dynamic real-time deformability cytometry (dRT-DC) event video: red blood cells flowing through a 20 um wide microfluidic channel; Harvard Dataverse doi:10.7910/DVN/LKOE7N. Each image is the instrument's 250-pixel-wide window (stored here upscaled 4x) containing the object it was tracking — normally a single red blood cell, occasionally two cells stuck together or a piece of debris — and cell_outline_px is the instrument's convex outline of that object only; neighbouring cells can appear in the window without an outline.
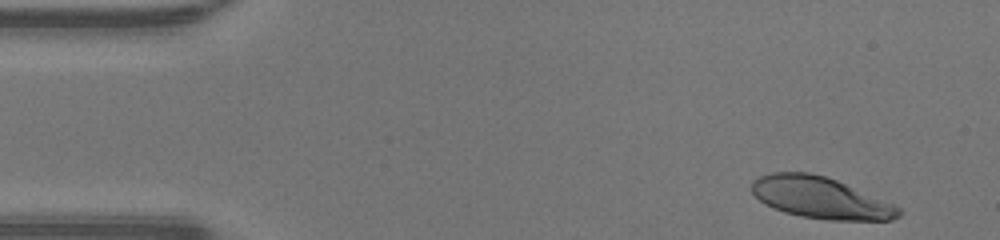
{"species": "human", "species_latin": "Homo sapiens", "temperature_condition": "warm", "stored_images_in_passage": 38, "camera_frame_rate_fps": 3000, "um_per_image_px": 0.085, "donor": {"sex": "male"}, "frame": {"image": 1, "passage_image": 2, "time_ms": 0.333, "image_size_px": [1000, 240], "cell_outline_px": [[900, 216], [892, 220], [828, 220], [800, 216], [784, 212], [772, 208], [764, 204], [752, 192], [752, 180], [760, 176], [772, 172], [808, 172], [824, 176], [836, 180], [892, 204], [900, 208]], "centroid_in_image_um": [69.69, 16.81], "position_along_channel_um": 15.3, "area_um2": 35.2}}
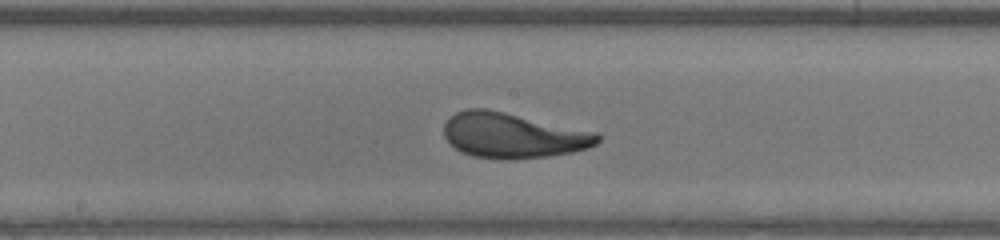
{"frame": {"image": 2, "passage_image": 23, "time_ms": 7.333, "image_size_px": [1000, 240], "cell_outline_px": [[600, 140], [596, 144], [588, 148], [572, 152], [548, 156], [508, 160], [472, 156], [460, 152], [444, 136], [444, 124], [448, 116], [456, 112], [468, 108], [488, 108], [600, 132]], "centroid_in_image_um": [43.62, 11.49], "position_along_channel_um": 204.6, "area_um2": 41.04}}
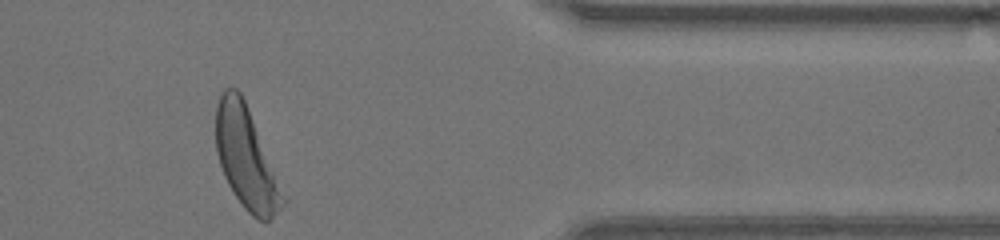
{"frame": {"image": 3, "passage_image": 38, "time_ms": 12.333, "image_size_px": [1000, 240], "cell_outline_px": [[288, 200], [272, 220], [260, 220], [252, 216], [244, 208], [228, 184], [224, 176], [216, 152], [216, 108], [220, 92], [224, 88], [236, 88], [240, 92], [244, 100]], "centroid_in_image_um": [20.93, 13.46], "position_along_channel_um": 390.5, "area_um2": 39.36}, "authors_computed_cell_mechanics": {"area_um2": 39.3329, "velocity_mm_per_s": 4.25, "shape_relaxation_time_tau1_ms": 2.6814, "shape_relaxation_time_tau2_ms": 0.6282, "deformation_change_tau1": 0.2146, "deformation_change_tau2": 0.0798}}